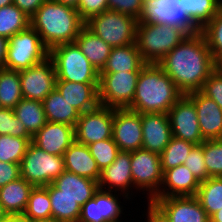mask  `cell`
I'll list each match as a JSON object with an SVG mask.
<instances>
[{
  "label": "cell",
  "instance_id": "obj_5",
  "mask_svg": "<svg viewBox=\"0 0 222 222\" xmlns=\"http://www.w3.org/2000/svg\"><path fill=\"white\" fill-rule=\"evenodd\" d=\"M49 57L54 62L56 81L99 84L100 73L75 42L53 47L49 51Z\"/></svg>",
  "mask_w": 222,
  "mask_h": 222
},
{
  "label": "cell",
  "instance_id": "obj_20",
  "mask_svg": "<svg viewBox=\"0 0 222 222\" xmlns=\"http://www.w3.org/2000/svg\"><path fill=\"white\" fill-rule=\"evenodd\" d=\"M141 123L142 149L161 154L172 138L168 114L144 113Z\"/></svg>",
  "mask_w": 222,
  "mask_h": 222
},
{
  "label": "cell",
  "instance_id": "obj_46",
  "mask_svg": "<svg viewBox=\"0 0 222 222\" xmlns=\"http://www.w3.org/2000/svg\"><path fill=\"white\" fill-rule=\"evenodd\" d=\"M106 10H108L107 0H81L77 8L84 22Z\"/></svg>",
  "mask_w": 222,
  "mask_h": 222
},
{
  "label": "cell",
  "instance_id": "obj_18",
  "mask_svg": "<svg viewBox=\"0 0 222 222\" xmlns=\"http://www.w3.org/2000/svg\"><path fill=\"white\" fill-rule=\"evenodd\" d=\"M172 222H210L196 196L152 198Z\"/></svg>",
  "mask_w": 222,
  "mask_h": 222
},
{
  "label": "cell",
  "instance_id": "obj_38",
  "mask_svg": "<svg viewBox=\"0 0 222 222\" xmlns=\"http://www.w3.org/2000/svg\"><path fill=\"white\" fill-rule=\"evenodd\" d=\"M32 138L0 135V161L21 164Z\"/></svg>",
  "mask_w": 222,
  "mask_h": 222
},
{
  "label": "cell",
  "instance_id": "obj_10",
  "mask_svg": "<svg viewBox=\"0 0 222 222\" xmlns=\"http://www.w3.org/2000/svg\"><path fill=\"white\" fill-rule=\"evenodd\" d=\"M131 201L124 194L99 189L94 197L81 207L78 222H126L128 218L125 216H130L132 212H126L128 208L124 205L135 203ZM124 210L128 214H125Z\"/></svg>",
  "mask_w": 222,
  "mask_h": 222
},
{
  "label": "cell",
  "instance_id": "obj_21",
  "mask_svg": "<svg viewBox=\"0 0 222 222\" xmlns=\"http://www.w3.org/2000/svg\"><path fill=\"white\" fill-rule=\"evenodd\" d=\"M75 141V127L57 122H47L32 136V143L52 155L63 156Z\"/></svg>",
  "mask_w": 222,
  "mask_h": 222
},
{
  "label": "cell",
  "instance_id": "obj_3",
  "mask_svg": "<svg viewBox=\"0 0 222 222\" xmlns=\"http://www.w3.org/2000/svg\"><path fill=\"white\" fill-rule=\"evenodd\" d=\"M30 26L50 51L55 46L74 43L85 22L76 9L47 0L30 18Z\"/></svg>",
  "mask_w": 222,
  "mask_h": 222
},
{
  "label": "cell",
  "instance_id": "obj_50",
  "mask_svg": "<svg viewBox=\"0 0 222 222\" xmlns=\"http://www.w3.org/2000/svg\"><path fill=\"white\" fill-rule=\"evenodd\" d=\"M8 48V39L0 36V68H4Z\"/></svg>",
  "mask_w": 222,
  "mask_h": 222
},
{
  "label": "cell",
  "instance_id": "obj_29",
  "mask_svg": "<svg viewBox=\"0 0 222 222\" xmlns=\"http://www.w3.org/2000/svg\"><path fill=\"white\" fill-rule=\"evenodd\" d=\"M47 122L76 126L80 113L54 88L42 101Z\"/></svg>",
  "mask_w": 222,
  "mask_h": 222
},
{
  "label": "cell",
  "instance_id": "obj_31",
  "mask_svg": "<svg viewBox=\"0 0 222 222\" xmlns=\"http://www.w3.org/2000/svg\"><path fill=\"white\" fill-rule=\"evenodd\" d=\"M13 110L32 136L47 123L43 104L40 101L23 98Z\"/></svg>",
  "mask_w": 222,
  "mask_h": 222
},
{
  "label": "cell",
  "instance_id": "obj_15",
  "mask_svg": "<svg viewBox=\"0 0 222 222\" xmlns=\"http://www.w3.org/2000/svg\"><path fill=\"white\" fill-rule=\"evenodd\" d=\"M98 183L99 189L124 194L132 202L138 196L143 199L142 195L133 188L131 152L120 151L116 159L101 171Z\"/></svg>",
  "mask_w": 222,
  "mask_h": 222
},
{
  "label": "cell",
  "instance_id": "obj_9",
  "mask_svg": "<svg viewBox=\"0 0 222 222\" xmlns=\"http://www.w3.org/2000/svg\"><path fill=\"white\" fill-rule=\"evenodd\" d=\"M133 188L142 194L143 200H151L163 182L160 154L145 149L131 152Z\"/></svg>",
  "mask_w": 222,
  "mask_h": 222
},
{
  "label": "cell",
  "instance_id": "obj_4",
  "mask_svg": "<svg viewBox=\"0 0 222 222\" xmlns=\"http://www.w3.org/2000/svg\"><path fill=\"white\" fill-rule=\"evenodd\" d=\"M187 36L182 28L174 25L138 23L135 43L146 63L158 64Z\"/></svg>",
  "mask_w": 222,
  "mask_h": 222
},
{
  "label": "cell",
  "instance_id": "obj_48",
  "mask_svg": "<svg viewBox=\"0 0 222 222\" xmlns=\"http://www.w3.org/2000/svg\"><path fill=\"white\" fill-rule=\"evenodd\" d=\"M21 177L20 164L0 161V187Z\"/></svg>",
  "mask_w": 222,
  "mask_h": 222
},
{
  "label": "cell",
  "instance_id": "obj_55",
  "mask_svg": "<svg viewBox=\"0 0 222 222\" xmlns=\"http://www.w3.org/2000/svg\"><path fill=\"white\" fill-rule=\"evenodd\" d=\"M13 4V0H0V8Z\"/></svg>",
  "mask_w": 222,
  "mask_h": 222
},
{
  "label": "cell",
  "instance_id": "obj_37",
  "mask_svg": "<svg viewBox=\"0 0 222 222\" xmlns=\"http://www.w3.org/2000/svg\"><path fill=\"white\" fill-rule=\"evenodd\" d=\"M24 214L32 220L52 218L50 198L46 186H37L32 189Z\"/></svg>",
  "mask_w": 222,
  "mask_h": 222
},
{
  "label": "cell",
  "instance_id": "obj_35",
  "mask_svg": "<svg viewBox=\"0 0 222 222\" xmlns=\"http://www.w3.org/2000/svg\"><path fill=\"white\" fill-rule=\"evenodd\" d=\"M29 25L30 18L14 4L0 8V36L9 39Z\"/></svg>",
  "mask_w": 222,
  "mask_h": 222
},
{
  "label": "cell",
  "instance_id": "obj_2",
  "mask_svg": "<svg viewBox=\"0 0 222 222\" xmlns=\"http://www.w3.org/2000/svg\"><path fill=\"white\" fill-rule=\"evenodd\" d=\"M183 96L158 64L147 63L140 71L132 104L134 112L166 113Z\"/></svg>",
  "mask_w": 222,
  "mask_h": 222
},
{
  "label": "cell",
  "instance_id": "obj_6",
  "mask_svg": "<svg viewBox=\"0 0 222 222\" xmlns=\"http://www.w3.org/2000/svg\"><path fill=\"white\" fill-rule=\"evenodd\" d=\"M138 20L130 15L106 10L91 17L85 26L113 47L134 44Z\"/></svg>",
  "mask_w": 222,
  "mask_h": 222
},
{
  "label": "cell",
  "instance_id": "obj_19",
  "mask_svg": "<svg viewBox=\"0 0 222 222\" xmlns=\"http://www.w3.org/2000/svg\"><path fill=\"white\" fill-rule=\"evenodd\" d=\"M186 96L196 108L203 139H222V109L201 91L192 92Z\"/></svg>",
  "mask_w": 222,
  "mask_h": 222
},
{
  "label": "cell",
  "instance_id": "obj_25",
  "mask_svg": "<svg viewBox=\"0 0 222 222\" xmlns=\"http://www.w3.org/2000/svg\"><path fill=\"white\" fill-rule=\"evenodd\" d=\"M52 184L60 194L69 196L82 207L99 190V183L93 179L64 171Z\"/></svg>",
  "mask_w": 222,
  "mask_h": 222
},
{
  "label": "cell",
  "instance_id": "obj_13",
  "mask_svg": "<svg viewBox=\"0 0 222 222\" xmlns=\"http://www.w3.org/2000/svg\"><path fill=\"white\" fill-rule=\"evenodd\" d=\"M114 108L98 105L81 113L75 126V140L84 145L112 138Z\"/></svg>",
  "mask_w": 222,
  "mask_h": 222
},
{
  "label": "cell",
  "instance_id": "obj_1",
  "mask_svg": "<svg viewBox=\"0 0 222 222\" xmlns=\"http://www.w3.org/2000/svg\"><path fill=\"white\" fill-rule=\"evenodd\" d=\"M158 65L183 95L201 91L215 70V61L201 32L188 35Z\"/></svg>",
  "mask_w": 222,
  "mask_h": 222
},
{
  "label": "cell",
  "instance_id": "obj_39",
  "mask_svg": "<svg viewBox=\"0 0 222 222\" xmlns=\"http://www.w3.org/2000/svg\"><path fill=\"white\" fill-rule=\"evenodd\" d=\"M200 32L205 37L214 61L222 59V7Z\"/></svg>",
  "mask_w": 222,
  "mask_h": 222
},
{
  "label": "cell",
  "instance_id": "obj_7",
  "mask_svg": "<svg viewBox=\"0 0 222 222\" xmlns=\"http://www.w3.org/2000/svg\"><path fill=\"white\" fill-rule=\"evenodd\" d=\"M49 57V50L39 34L29 25L25 30L8 39L4 68L21 71L28 69Z\"/></svg>",
  "mask_w": 222,
  "mask_h": 222
},
{
  "label": "cell",
  "instance_id": "obj_16",
  "mask_svg": "<svg viewBox=\"0 0 222 222\" xmlns=\"http://www.w3.org/2000/svg\"><path fill=\"white\" fill-rule=\"evenodd\" d=\"M172 136L196 145L204 142L194 103L183 95L169 110Z\"/></svg>",
  "mask_w": 222,
  "mask_h": 222
},
{
  "label": "cell",
  "instance_id": "obj_22",
  "mask_svg": "<svg viewBox=\"0 0 222 222\" xmlns=\"http://www.w3.org/2000/svg\"><path fill=\"white\" fill-rule=\"evenodd\" d=\"M199 186L200 182L193 173L181 164L163 173L161 188L153 198L196 196Z\"/></svg>",
  "mask_w": 222,
  "mask_h": 222
},
{
  "label": "cell",
  "instance_id": "obj_44",
  "mask_svg": "<svg viewBox=\"0 0 222 222\" xmlns=\"http://www.w3.org/2000/svg\"><path fill=\"white\" fill-rule=\"evenodd\" d=\"M201 92L222 109V76L216 70L206 79Z\"/></svg>",
  "mask_w": 222,
  "mask_h": 222
},
{
  "label": "cell",
  "instance_id": "obj_14",
  "mask_svg": "<svg viewBox=\"0 0 222 222\" xmlns=\"http://www.w3.org/2000/svg\"><path fill=\"white\" fill-rule=\"evenodd\" d=\"M19 76L23 98L40 102L55 88L57 79L54 62L50 57L19 71Z\"/></svg>",
  "mask_w": 222,
  "mask_h": 222
},
{
  "label": "cell",
  "instance_id": "obj_56",
  "mask_svg": "<svg viewBox=\"0 0 222 222\" xmlns=\"http://www.w3.org/2000/svg\"><path fill=\"white\" fill-rule=\"evenodd\" d=\"M8 214L4 211L2 204L0 203V222L7 216Z\"/></svg>",
  "mask_w": 222,
  "mask_h": 222
},
{
  "label": "cell",
  "instance_id": "obj_45",
  "mask_svg": "<svg viewBox=\"0 0 222 222\" xmlns=\"http://www.w3.org/2000/svg\"><path fill=\"white\" fill-rule=\"evenodd\" d=\"M108 10L130 15L137 20L142 12L141 0H107Z\"/></svg>",
  "mask_w": 222,
  "mask_h": 222
},
{
  "label": "cell",
  "instance_id": "obj_8",
  "mask_svg": "<svg viewBox=\"0 0 222 222\" xmlns=\"http://www.w3.org/2000/svg\"><path fill=\"white\" fill-rule=\"evenodd\" d=\"M20 171L21 177L34 187L49 185L65 171L63 156L49 154L30 142Z\"/></svg>",
  "mask_w": 222,
  "mask_h": 222
},
{
  "label": "cell",
  "instance_id": "obj_49",
  "mask_svg": "<svg viewBox=\"0 0 222 222\" xmlns=\"http://www.w3.org/2000/svg\"><path fill=\"white\" fill-rule=\"evenodd\" d=\"M46 1L47 0H13V4L31 18Z\"/></svg>",
  "mask_w": 222,
  "mask_h": 222
},
{
  "label": "cell",
  "instance_id": "obj_28",
  "mask_svg": "<svg viewBox=\"0 0 222 222\" xmlns=\"http://www.w3.org/2000/svg\"><path fill=\"white\" fill-rule=\"evenodd\" d=\"M75 43L93 67L100 73L106 65L112 47L86 26L79 32Z\"/></svg>",
  "mask_w": 222,
  "mask_h": 222
},
{
  "label": "cell",
  "instance_id": "obj_53",
  "mask_svg": "<svg viewBox=\"0 0 222 222\" xmlns=\"http://www.w3.org/2000/svg\"><path fill=\"white\" fill-rule=\"evenodd\" d=\"M209 219L210 222H222V209L214 213Z\"/></svg>",
  "mask_w": 222,
  "mask_h": 222
},
{
  "label": "cell",
  "instance_id": "obj_33",
  "mask_svg": "<svg viewBox=\"0 0 222 222\" xmlns=\"http://www.w3.org/2000/svg\"><path fill=\"white\" fill-rule=\"evenodd\" d=\"M23 99L19 71L0 68V105L13 109Z\"/></svg>",
  "mask_w": 222,
  "mask_h": 222
},
{
  "label": "cell",
  "instance_id": "obj_57",
  "mask_svg": "<svg viewBox=\"0 0 222 222\" xmlns=\"http://www.w3.org/2000/svg\"><path fill=\"white\" fill-rule=\"evenodd\" d=\"M34 222H58L54 218H49V219H43V220H34Z\"/></svg>",
  "mask_w": 222,
  "mask_h": 222
},
{
  "label": "cell",
  "instance_id": "obj_36",
  "mask_svg": "<svg viewBox=\"0 0 222 222\" xmlns=\"http://www.w3.org/2000/svg\"><path fill=\"white\" fill-rule=\"evenodd\" d=\"M196 144L172 136L169 144L160 154V161L163 173L166 170L184 164L191 149Z\"/></svg>",
  "mask_w": 222,
  "mask_h": 222
},
{
  "label": "cell",
  "instance_id": "obj_12",
  "mask_svg": "<svg viewBox=\"0 0 222 222\" xmlns=\"http://www.w3.org/2000/svg\"><path fill=\"white\" fill-rule=\"evenodd\" d=\"M138 23L174 25L182 28L188 35L200 32L183 11L182 0L144 1Z\"/></svg>",
  "mask_w": 222,
  "mask_h": 222
},
{
  "label": "cell",
  "instance_id": "obj_23",
  "mask_svg": "<svg viewBox=\"0 0 222 222\" xmlns=\"http://www.w3.org/2000/svg\"><path fill=\"white\" fill-rule=\"evenodd\" d=\"M99 84L56 81L55 88L80 114L96 108Z\"/></svg>",
  "mask_w": 222,
  "mask_h": 222
},
{
  "label": "cell",
  "instance_id": "obj_43",
  "mask_svg": "<svg viewBox=\"0 0 222 222\" xmlns=\"http://www.w3.org/2000/svg\"><path fill=\"white\" fill-rule=\"evenodd\" d=\"M184 165L193 173L199 182L206 181L210 178L206 164L204 163L203 155V142L199 145H195L187 158Z\"/></svg>",
  "mask_w": 222,
  "mask_h": 222
},
{
  "label": "cell",
  "instance_id": "obj_30",
  "mask_svg": "<svg viewBox=\"0 0 222 222\" xmlns=\"http://www.w3.org/2000/svg\"><path fill=\"white\" fill-rule=\"evenodd\" d=\"M49 193L52 218L58 222H78L81 212V206L76 200L69 196L60 194L52 183L46 185Z\"/></svg>",
  "mask_w": 222,
  "mask_h": 222
},
{
  "label": "cell",
  "instance_id": "obj_34",
  "mask_svg": "<svg viewBox=\"0 0 222 222\" xmlns=\"http://www.w3.org/2000/svg\"><path fill=\"white\" fill-rule=\"evenodd\" d=\"M196 197L209 218L222 209V177H210L200 182Z\"/></svg>",
  "mask_w": 222,
  "mask_h": 222
},
{
  "label": "cell",
  "instance_id": "obj_32",
  "mask_svg": "<svg viewBox=\"0 0 222 222\" xmlns=\"http://www.w3.org/2000/svg\"><path fill=\"white\" fill-rule=\"evenodd\" d=\"M183 11L201 31L222 7V0H182Z\"/></svg>",
  "mask_w": 222,
  "mask_h": 222
},
{
  "label": "cell",
  "instance_id": "obj_42",
  "mask_svg": "<svg viewBox=\"0 0 222 222\" xmlns=\"http://www.w3.org/2000/svg\"><path fill=\"white\" fill-rule=\"evenodd\" d=\"M0 135L32 138L23 123L16 117L11 108L0 109Z\"/></svg>",
  "mask_w": 222,
  "mask_h": 222
},
{
  "label": "cell",
  "instance_id": "obj_51",
  "mask_svg": "<svg viewBox=\"0 0 222 222\" xmlns=\"http://www.w3.org/2000/svg\"><path fill=\"white\" fill-rule=\"evenodd\" d=\"M1 222H34V220L25 214H14L7 215Z\"/></svg>",
  "mask_w": 222,
  "mask_h": 222
},
{
  "label": "cell",
  "instance_id": "obj_17",
  "mask_svg": "<svg viewBox=\"0 0 222 222\" xmlns=\"http://www.w3.org/2000/svg\"><path fill=\"white\" fill-rule=\"evenodd\" d=\"M112 138L120 151L132 152L141 149V114L127 108L114 109Z\"/></svg>",
  "mask_w": 222,
  "mask_h": 222
},
{
  "label": "cell",
  "instance_id": "obj_24",
  "mask_svg": "<svg viewBox=\"0 0 222 222\" xmlns=\"http://www.w3.org/2000/svg\"><path fill=\"white\" fill-rule=\"evenodd\" d=\"M63 160L65 171L99 182L101 170L87 145L75 140L63 154Z\"/></svg>",
  "mask_w": 222,
  "mask_h": 222
},
{
  "label": "cell",
  "instance_id": "obj_40",
  "mask_svg": "<svg viewBox=\"0 0 222 222\" xmlns=\"http://www.w3.org/2000/svg\"><path fill=\"white\" fill-rule=\"evenodd\" d=\"M87 147L101 171L109 166L120 152L119 147L114 142L113 138L91 143L87 145Z\"/></svg>",
  "mask_w": 222,
  "mask_h": 222
},
{
  "label": "cell",
  "instance_id": "obj_41",
  "mask_svg": "<svg viewBox=\"0 0 222 222\" xmlns=\"http://www.w3.org/2000/svg\"><path fill=\"white\" fill-rule=\"evenodd\" d=\"M204 163L210 177H222V139L204 140Z\"/></svg>",
  "mask_w": 222,
  "mask_h": 222
},
{
  "label": "cell",
  "instance_id": "obj_52",
  "mask_svg": "<svg viewBox=\"0 0 222 222\" xmlns=\"http://www.w3.org/2000/svg\"><path fill=\"white\" fill-rule=\"evenodd\" d=\"M53 1H55L57 3H61L66 6H69V7H72L77 10L78 5L81 0H53Z\"/></svg>",
  "mask_w": 222,
  "mask_h": 222
},
{
  "label": "cell",
  "instance_id": "obj_54",
  "mask_svg": "<svg viewBox=\"0 0 222 222\" xmlns=\"http://www.w3.org/2000/svg\"><path fill=\"white\" fill-rule=\"evenodd\" d=\"M215 70L222 76V59L215 61Z\"/></svg>",
  "mask_w": 222,
  "mask_h": 222
},
{
  "label": "cell",
  "instance_id": "obj_58",
  "mask_svg": "<svg viewBox=\"0 0 222 222\" xmlns=\"http://www.w3.org/2000/svg\"><path fill=\"white\" fill-rule=\"evenodd\" d=\"M136 218H137V217L131 219L132 221L129 220V222H134V221L136 222V220H135ZM127 222H128V221H127Z\"/></svg>",
  "mask_w": 222,
  "mask_h": 222
},
{
  "label": "cell",
  "instance_id": "obj_47",
  "mask_svg": "<svg viewBox=\"0 0 222 222\" xmlns=\"http://www.w3.org/2000/svg\"><path fill=\"white\" fill-rule=\"evenodd\" d=\"M140 202L141 203L145 202L143 204L144 210L140 211L142 213L141 216L143 218L145 217L144 218L145 221L142 218V220H140L141 222H172L170 218L167 216V214L154 201L147 200V201H140Z\"/></svg>",
  "mask_w": 222,
  "mask_h": 222
},
{
  "label": "cell",
  "instance_id": "obj_26",
  "mask_svg": "<svg viewBox=\"0 0 222 222\" xmlns=\"http://www.w3.org/2000/svg\"><path fill=\"white\" fill-rule=\"evenodd\" d=\"M147 63L142 59L136 43L113 47L100 73L140 72Z\"/></svg>",
  "mask_w": 222,
  "mask_h": 222
},
{
  "label": "cell",
  "instance_id": "obj_27",
  "mask_svg": "<svg viewBox=\"0 0 222 222\" xmlns=\"http://www.w3.org/2000/svg\"><path fill=\"white\" fill-rule=\"evenodd\" d=\"M34 188L22 177L0 187V203L8 215L24 214Z\"/></svg>",
  "mask_w": 222,
  "mask_h": 222
},
{
  "label": "cell",
  "instance_id": "obj_11",
  "mask_svg": "<svg viewBox=\"0 0 222 222\" xmlns=\"http://www.w3.org/2000/svg\"><path fill=\"white\" fill-rule=\"evenodd\" d=\"M140 72L100 73L99 104L108 108H128L134 99Z\"/></svg>",
  "mask_w": 222,
  "mask_h": 222
}]
</instances>
